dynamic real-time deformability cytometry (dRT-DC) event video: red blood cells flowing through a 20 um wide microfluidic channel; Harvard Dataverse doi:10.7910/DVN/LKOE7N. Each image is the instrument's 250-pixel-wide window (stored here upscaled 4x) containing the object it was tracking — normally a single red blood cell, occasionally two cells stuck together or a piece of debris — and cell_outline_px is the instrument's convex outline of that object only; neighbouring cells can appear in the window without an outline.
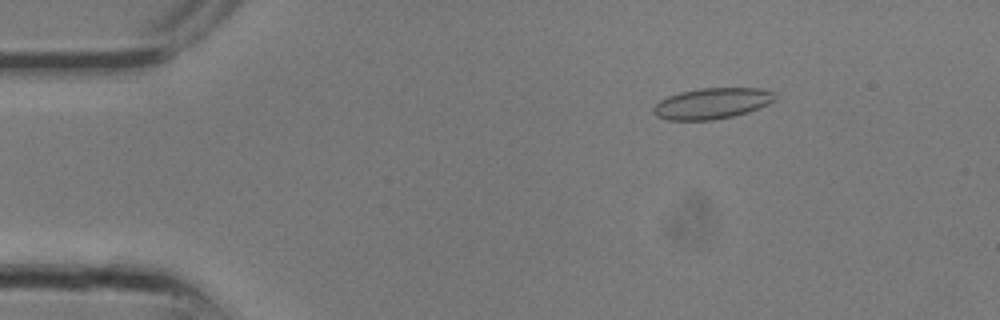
{"species": "common noctule bat (a hibernating species)", "species_latin": "Nyctalus noctula", "temperature_condition": "room temperature", "stored_images_in_passage": 13, "camera_frame_rate_fps": 3000, "um_per_image_px": 0.085, "animal": {"sex": "male", "body_mass_g": 13.3}, "frame": {"image": 1, "passage_image": 4, "time_ms": 1.0, "image_size_px": [1000, 320], "cell_outline_px": [[776, 100], [760, 108], [748, 112], [732, 116], [712, 120], [668, 120], [656, 116], [652, 112], [652, 108], [660, 100], [668, 96], [680, 92], [700, 88], [760, 88], [776, 92]], "centroid_in_image_um": [60.54, 8.79], "position_along_channel_um": 24.5, "area_um2": 22.08}}
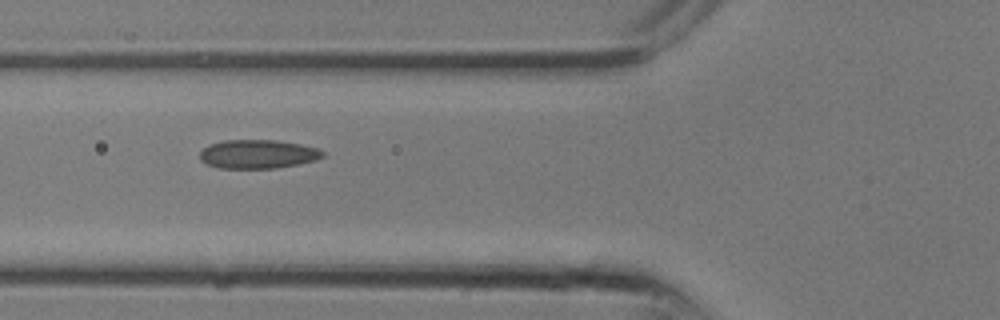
{"frame": {"image": 2, "passage_image": 10, "time_ms": 3.0, "image_size_px": [1000, 320], "cell_outline_px": [[324, 156], [316, 160], [276, 168], [220, 168], [208, 164], [200, 160], [200, 152], [204, 148], [212, 144], [224, 140], [276, 140], [300, 144], [316, 148], [324, 152]], "centroid_in_image_um": [21.92, 13.1], "position_along_channel_um": 103.9, "area_um2": 20.4}}
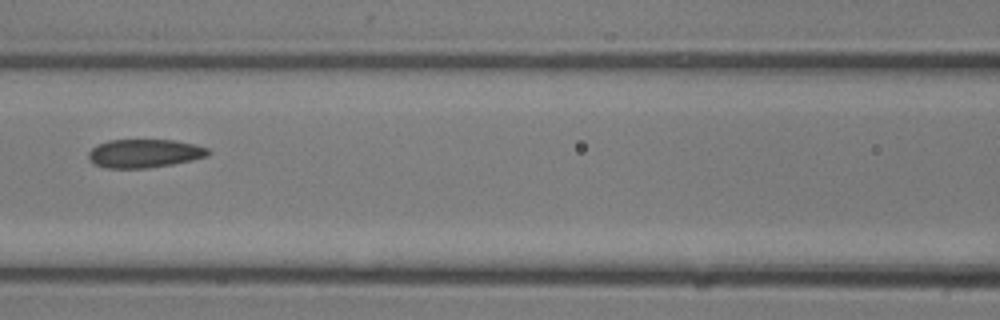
{"frame": {"image": 3, "passage_image": 12, "time_ms": 3.667, "image_size_px": [1000, 320], "cell_outline_px": [[212, 152], [208, 156], [192, 160], [172, 164], [148, 168], [104, 168], [92, 164], [88, 156], [88, 152], [92, 148], [108, 140], [172, 140], [192, 144], [208, 148]], "centroid_in_image_um": [12.26, 13.05], "position_along_channel_um": 154.3, "area_um2": 19.88}}